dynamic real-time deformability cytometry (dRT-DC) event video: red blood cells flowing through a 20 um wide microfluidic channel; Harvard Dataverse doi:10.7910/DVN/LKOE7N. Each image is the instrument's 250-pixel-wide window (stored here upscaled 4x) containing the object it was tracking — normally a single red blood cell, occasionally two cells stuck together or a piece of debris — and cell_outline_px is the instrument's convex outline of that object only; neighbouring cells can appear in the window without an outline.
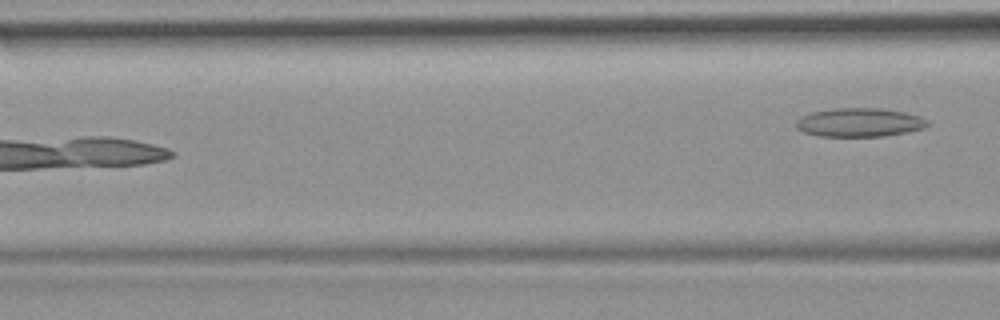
{"species": "common noctule bat (a hibernating species)", "species_latin": "Nyctalus noctula", "temperature_condition": "room temperature", "stored_images_in_passage": 7, "camera_frame_rate_fps": 3000, "um_per_image_px": 0.085, "animal": {"sex": "female", "body_mass_g": 19.9}, "frame": {"image": 1, "passage_image": 7, "time_ms": 2.0, "image_size_px": [1000, 320], "cell_outline_px": [[928, 124], [924, 128], [908, 132], [884, 136], [820, 136], [804, 132], [796, 128], [796, 120], [800, 116], [812, 112], [832, 108], [880, 108], [904, 112], [920, 116], [928, 120]], "centroid_in_image_um": [73.04, 10.4], "position_along_channel_um": 93.6, "area_um2": 22.08}}